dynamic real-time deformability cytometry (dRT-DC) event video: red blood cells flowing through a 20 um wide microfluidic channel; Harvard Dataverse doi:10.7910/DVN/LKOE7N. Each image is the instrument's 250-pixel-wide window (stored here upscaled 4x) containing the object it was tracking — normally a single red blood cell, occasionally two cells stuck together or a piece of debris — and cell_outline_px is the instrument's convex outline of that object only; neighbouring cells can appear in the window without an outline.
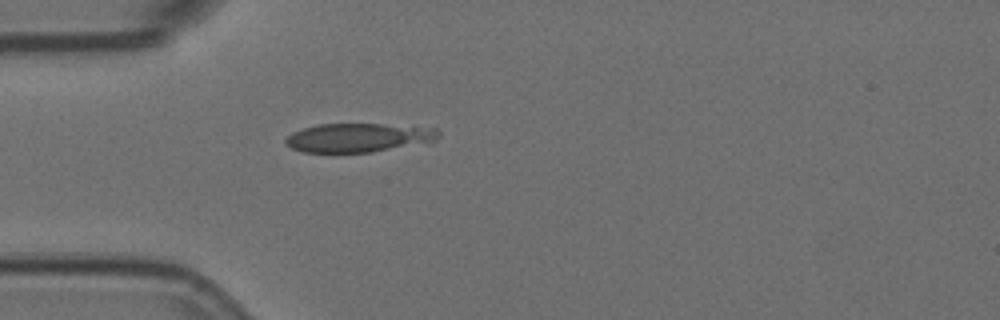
{"species": "Egyptian fruit bat (a non-hibernating species)", "species_latin": "Rousettus aegyptiacus", "temperature_condition": "room temperature", "stored_images_in_passage": 2, "camera_frame_rate_fps": 3000, "um_per_image_px": 0.085, "animal": {"sex": "female"}, "frame": {"image": 1, "passage_image": 1, "time_ms": 0.0, "image_size_px": [1000, 320], "cell_outline_px": [[440, 136], [436, 140], [428, 144], [372, 152], [304, 152], [292, 148], [284, 144], [284, 140], [292, 132], [304, 128], [320, 124], [380, 124], [436, 128], [440, 132]], "centroid_in_image_um": [30.54, 11.71], "position_along_channel_um": 54.5, "area_um2": 26.01}}